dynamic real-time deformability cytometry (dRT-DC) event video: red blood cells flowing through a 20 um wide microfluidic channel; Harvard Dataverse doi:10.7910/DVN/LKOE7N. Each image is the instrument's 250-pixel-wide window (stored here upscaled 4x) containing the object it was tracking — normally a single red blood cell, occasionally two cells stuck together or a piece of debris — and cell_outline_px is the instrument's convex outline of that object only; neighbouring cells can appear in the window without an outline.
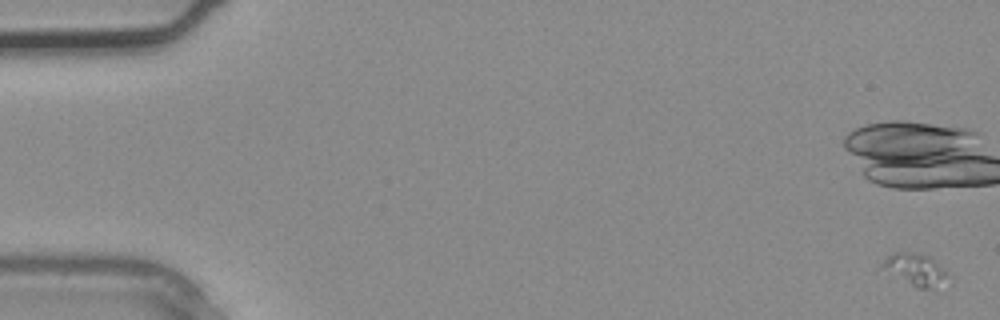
{"species": "common noctule bat (a hibernating species)", "species_latin": "Nyctalus noctula", "temperature_condition": "warm", "stored_images_in_passage": 2, "camera_frame_rate_fps": 3000, "um_per_image_px": 0.085, "animal": {"sex": "male", "body_mass_g": 20.4}, "frame": {"image": 1, "passage_image": 1, "time_ms": 0.0, "image_size_px": [1000, 320], "cell_outline_px": [[944, 276], [924, 288], [916, 288], [880, 268], [884, 260], [888, 256], [896, 252], [904, 252], [928, 256], [944, 272]], "centroid_in_image_um": [77.59, 22.86], "position_along_channel_um": 7.4, "area_um2": 10.81}}